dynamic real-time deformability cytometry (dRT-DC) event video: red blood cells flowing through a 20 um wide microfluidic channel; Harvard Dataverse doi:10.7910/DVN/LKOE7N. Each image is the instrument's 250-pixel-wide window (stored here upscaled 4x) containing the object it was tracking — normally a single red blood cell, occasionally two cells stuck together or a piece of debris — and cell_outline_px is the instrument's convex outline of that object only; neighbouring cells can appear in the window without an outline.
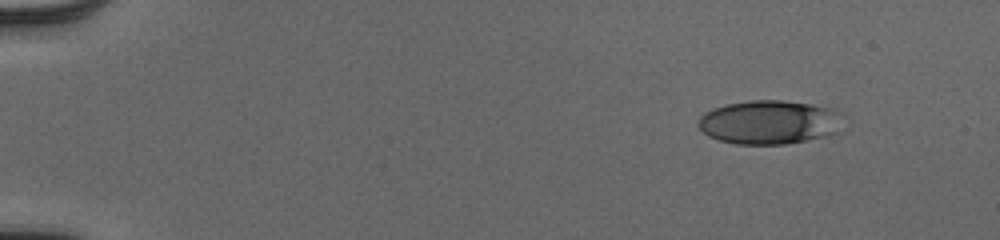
{"species": "human", "species_latin": "Homo sapiens", "temperature_condition": "cold", "stored_images_in_passage": 47, "camera_frame_rate_fps": 3000, "um_per_image_px": 0.085, "donor": {"sex": "male"}, "frame": {"image": 1, "passage_image": 1, "time_ms": 0.0, "image_size_px": [1000, 240], "cell_outline_px": [[840, 132], [804, 140], [784, 144], [736, 144], [720, 140], [708, 136], [700, 128], [700, 116], [704, 112], [728, 104], [752, 100], [780, 100], [808, 104], [828, 108], [840, 112]], "centroid_in_image_um": [65.38, 10.39], "position_along_channel_um": 19.6, "area_um2": 36.41}}
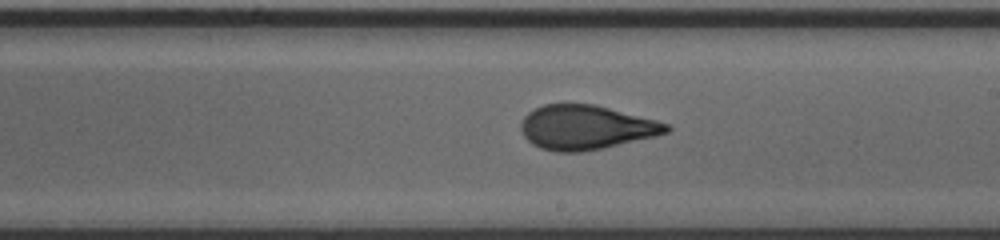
{"frame": {"image": 2, "passage_image": 27, "time_ms": 8.667, "image_size_px": [1000, 240], "cell_outline_px": [[672, 128], [668, 132], [656, 136], [600, 148], [580, 152], [556, 152], [540, 148], [532, 144], [524, 136], [520, 128], [520, 124], [524, 116], [528, 112], [544, 104], [596, 104], [656, 120], [668, 124]], "centroid_in_image_um": [49.79, 10.82], "position_along_channel_um": 239.2, "area_um2": 37.45}}
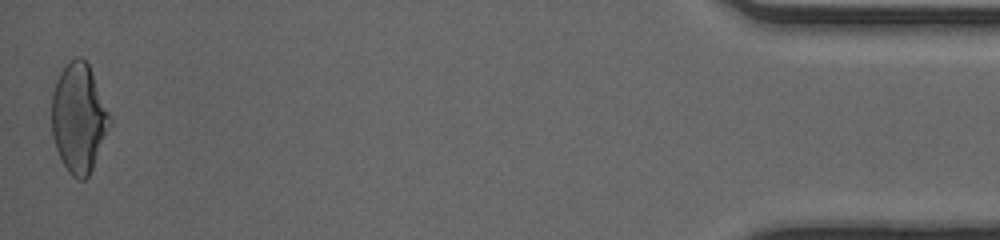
{"frame": {"image": 3, "passage_image": 47, "time_ms": 15.333, "image_size_px": [1000, 240], "cell_outline_px": [[112, 124], [92, 168], [88, 176], [84, 180], [76, 180], [68, 172], [56, 148], [52, 136], [52, 92], [56, 80], [60, 72], [76, 56], [80, 56], [88, 64], [92, 72], [112, 120]], "centroid_in_image_um": [6.7, 10.05], "position_along_channel_um": 428.5, "area_um2": 36.76}, "authors_computed_cell_mechanics": {"area_um2": 36.7608, "velocity_mm_per_s": 4.0615, "shape_relaxation_time_tau1_ms": 6.9835, "shape_relaxation_time_tau2_ms": 0.838, "deformation_change_tau1": 0.2221, "deformation_change_tau2": 0.0772}}